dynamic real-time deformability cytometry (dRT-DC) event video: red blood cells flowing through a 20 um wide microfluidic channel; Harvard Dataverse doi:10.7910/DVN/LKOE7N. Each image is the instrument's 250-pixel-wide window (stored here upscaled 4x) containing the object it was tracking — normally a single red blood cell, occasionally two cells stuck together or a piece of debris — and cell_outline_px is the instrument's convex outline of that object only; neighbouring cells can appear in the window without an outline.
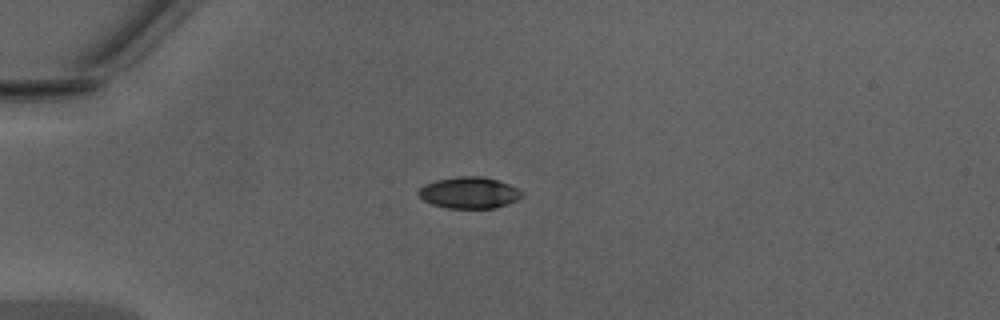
{"species": "Egyptian fruit bat (a non-hibernating species)", "species_latin": "Rousettus aegyptiacus", "temperature_condition": "warm", "stored_images_in_passage": 36, "camera_frame_rate_fps": 3000, "um_per_image_px": 0.085, "animal": {"sex": "male"}, "frame": {"image": 1, "passage_image": 1, "time_ms": 0.0, "image_size_px": [1000, 320], "cell_outline_px": [[524, 196], [508, 204], [496, 208], [448, 208], [432, 204], [424, 200], [416, 192], [424, 184], [436, 180], [456, 176], [484, 176], [508, 184], [524, 192]], "centroid_in_image_um": [39.89, 16.38], "position_along_channel_um": 45.1, "area_um2": 19.02}}
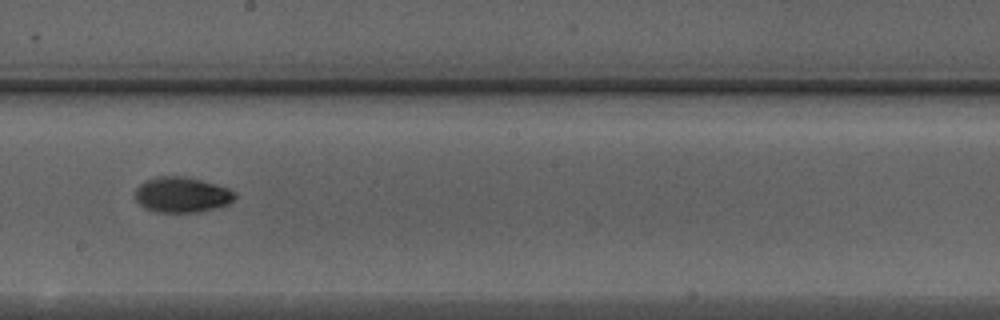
{"frame": {"image": 2, "passage_image": 16, "time_ms": 5.0, "image_size_px": [1000, 320], "cell_outline_px": [[236, 196], [228, 204], [200, 212], [156, 212], [144, 208], [136, 200], [136, 188], [144, 180], [156, 176], [184, 176], [216, 184], [228, 188], [236, 192]], "centroid_in_image_um": [15.44, 16.55], "position_along_channel_um": 232.8, "area_um2": 20.63}}
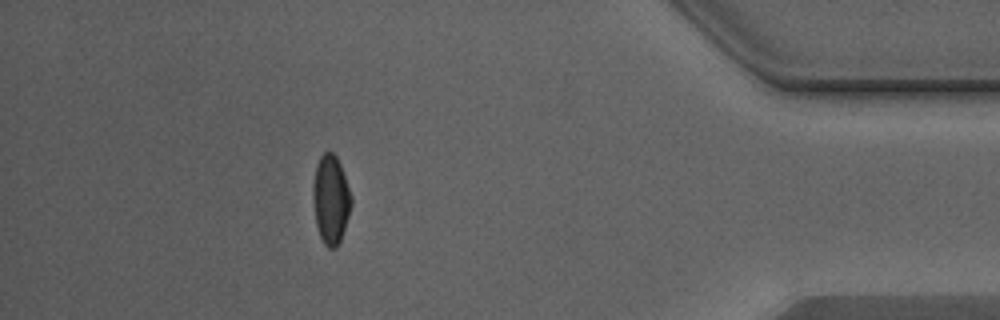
{"frame": {"image": 3, "passage_image": 31, "time_ms": 10.0, "image_size_px": [1000, 320], "cell_outline_px": [[352, 204], [340, 240], [336, 248], [328, 248], [324, 244], [320, 236], [316, 224], [312, 196], [312, 184], [316, 164], [320, 156], [328, 148], [336, 156], [340, 164], [352, 196]], "centroid_in_image_um": [28.1, 16.91], "position_along_channel_um": 407.1, "area_um2": 19.94}, "authors_computed_cell_mechanics": {"area_um2": 19.8254, "velocity_mm_per_s": 4.3462, "shape_relaxation_time_tau1_ms": 3.7561, "shape_relaxation_time_tau2_ms": 2.5267, "deformation_change_tau1": 0.1585, "deformation_change_tau2": 0.0385}}